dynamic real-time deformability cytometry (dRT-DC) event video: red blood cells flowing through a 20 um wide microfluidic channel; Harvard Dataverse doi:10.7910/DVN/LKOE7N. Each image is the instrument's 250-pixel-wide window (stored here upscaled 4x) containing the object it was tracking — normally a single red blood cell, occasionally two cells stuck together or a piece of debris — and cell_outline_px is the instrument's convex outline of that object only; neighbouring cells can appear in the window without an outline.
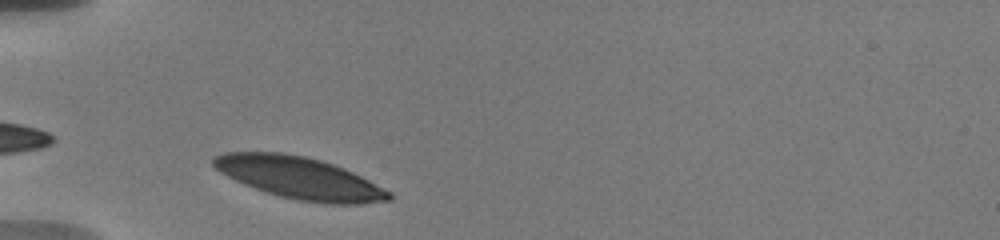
{"species": "human", "species_latin": "Homo sapiens", "temperature_condition": "warm", "stored_images_in_passage": 33, "camera_frame_rate_fps": 3000, "um_per_image_px": 0.085, "donor": {"sex": "male"}, "frame": {"image": 1, "passage_image": 3, "time_ms": 0.667, "image_size_px": [1000, 240], "cell_outline_px": [[392, 200], [360, 204], [324, 204], [300, 200], [280, 196], [244, 184], [220, 172], [212, 164], [212, 156], [224, 152], [280, 152], [304, 156], [320, 160], [344, 168], [392, 192]], "centroid_in_image_um": [25.46, 15.12], "position_along_channel_um": 59.5, "area_um2": 42.71}}
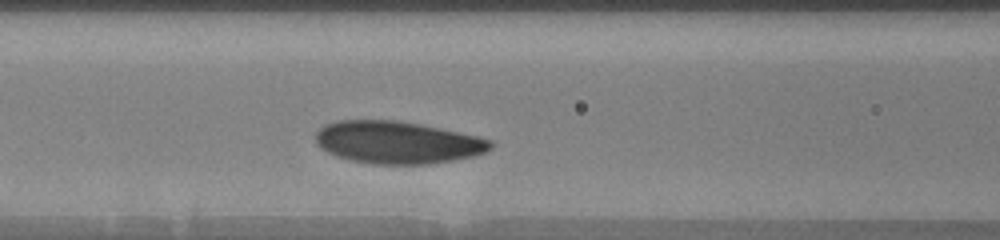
{"frame": {"image": 2, "passage_image": 10, "time_ms": 3.0, "image_size_px": [1000, 240], "cell_outline_px": [[492, 148], [476, 156], [428, 164], [372, 164], [348, 160], [336, 156], [320, 148], [316, 144], [316, 132], [324, 124], [336, 120], [396, 120], [420, 124], [476, 136], [492, 140]], "centroid_in_image_um": [33.74, 12.11], "position_along_channel_um": 132.9, "area_um2": 43.29}}
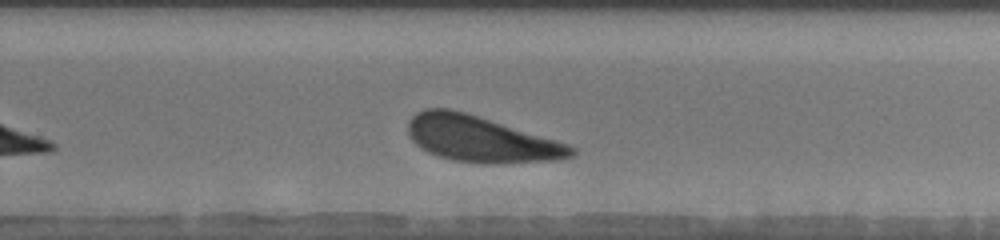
{"frame": {"image": 3, "passage_image": 23, "time_ms": 7.333, "image_size_px": [1000, 240], "cell_outline_px": [[576, 156], [560, 160], [500, 164], [484, 164], [452, 160], [428, 152], [420, 148], [408, 136], [408, 120], [416, 112], [424, 108], [448, 108], [464, 112], [568, 144], [576, 148]], "centroid_in_image_um": [40.86, 11.84], "position_along_channel_um": 288.9, "area_um2": 43.81}, "authors_computed_cell_mechanics": {"area_um2": 43.4078, "velocity_mm_per_s": 3.613, "shape_relaxation_time_tau1_ms": 2.2724, "shape_relaxation_time_tau2_ms": 10.8469, "deformation_change_tau1": 0.1093, "deformation_change_tau2": 0.233}}